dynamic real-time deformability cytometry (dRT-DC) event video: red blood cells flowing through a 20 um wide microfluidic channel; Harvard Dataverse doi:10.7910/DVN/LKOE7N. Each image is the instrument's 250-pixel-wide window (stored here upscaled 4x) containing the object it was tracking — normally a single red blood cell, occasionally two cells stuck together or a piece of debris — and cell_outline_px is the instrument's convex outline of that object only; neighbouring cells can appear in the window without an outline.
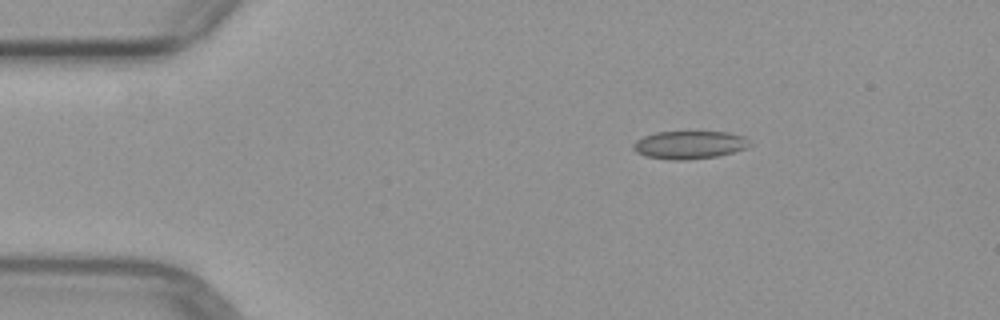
{"species": "common noctule bat (a hibernating species)", "species_latin": "Nyctalus noctula", "temperature_condition": "warm", "stored_images_in_passage": 6, "camera_frame_rate_fps": 3000, "um_per_image_px": 0.085, "animal": {"sex": "female", "body_mass_g": 29.2, "forearm_length_mm": 56.3}, "frame": {"image": 1, "passage_image": 1, "time_ms": 0.0, "image_size_px": [1000, 320], "cell_outline_px": [[752, 144], [748, 148], [716, 156], [684, 160], [672, 160], [644, 156], [636, 152], [632, 148], [632, 144], [636, 140], [644, 136], [656, 132], [728, 132], [744, 136]], "centroid_in_image_um": [58.59, 12.31], "position_along_channel_um": 26.4, "area_um2": 19.02}}
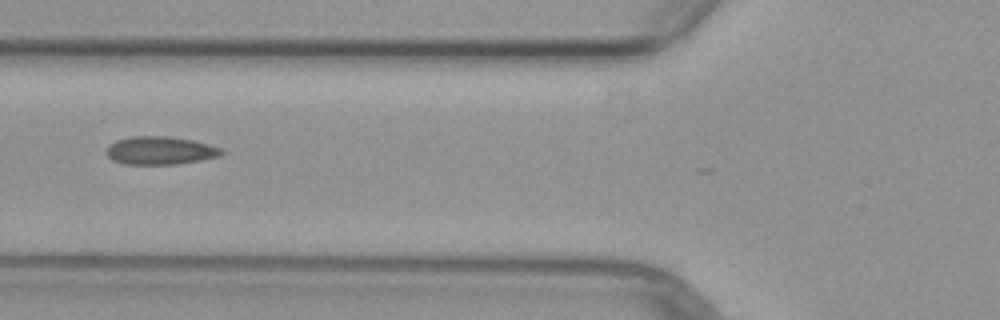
{"frame": {"image": 2, "passage_image": 4, "time_ms": 3.667, "image_size_px": [1000, 320], "cell_outline_px": [[224, 152], [220, 156], [200, 160], [176, 164], [124, 164], [112, 160], [104, 152], [108, 144], [116, 140], [132, 136], [168, 136], [192, 140], [208, 144], [220, 148]], "centroid_in_image_um": [13.56, 12.79], "position_along_channel_um": 112.2, "area_um2": 18.9}}
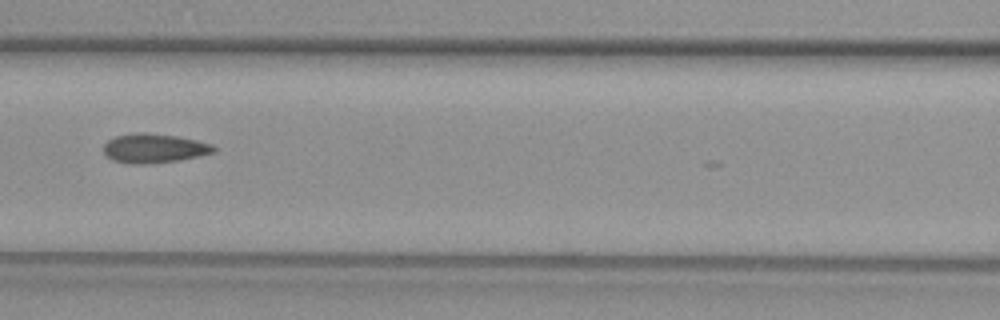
{"frame": {"image": 3, "passage_image": 5, "time_ms": 4.667, "image_size_px": [1000, 320], "cell_outline_px": [[216, 152], [176, 160], [152, 164], [128, 164], [112, 160], [104, 152], [104, 144], [108, 140], [116, 136], [136, 132], [144, 132], [176, 136], [196, 140], [212, 144], [216, 148]], "centroid_in_image_um": [13.08, 12.6], "position_along_channel_um": 153.5, "area_um2": 18.73}}